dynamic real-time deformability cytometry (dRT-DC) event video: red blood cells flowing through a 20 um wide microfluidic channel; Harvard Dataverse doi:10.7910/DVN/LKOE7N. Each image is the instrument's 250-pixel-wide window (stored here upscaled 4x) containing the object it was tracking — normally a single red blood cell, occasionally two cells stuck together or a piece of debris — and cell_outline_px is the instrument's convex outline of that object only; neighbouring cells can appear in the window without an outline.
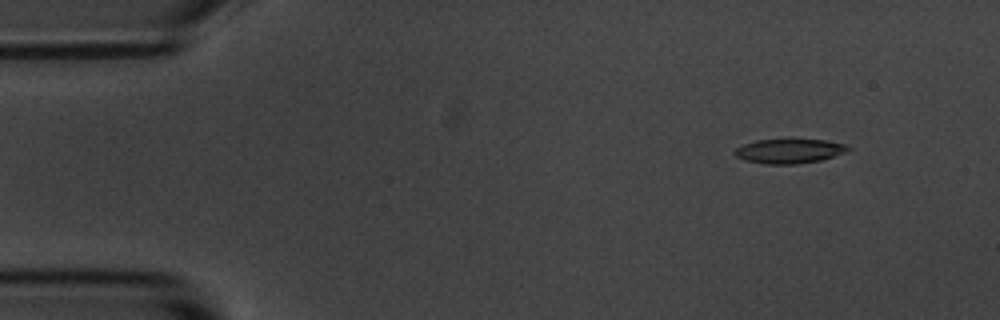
{"species": "common noctule bat (a hibernating species)", "species_latin": "Nyctalus noctula", "temperature_condition": "room temperature", "stored_images_in_passage": 6, "segment_of_instrument_passage": [1, 2], "camera_frame_rate_fps": 3000, "um_per_image_px": 0.085, "animal": {"sex": "male", "body_mass_g": 20.1, "forearm_length_mm": 53.5}, "frame": {"image": 1, "passage_image": 2, "time_ms": 1.333, "image_size_px": [1000, 320], "cell_outline_px": [[852, 148], [844, 152], [820, 160], [796, 164], [764, 164], [744, 160], [736, 156], [732, 152], [736, 148], [744, 144], [756, 140], [824, 140], [844, 144]], "centroid_in_image_um": [67.03, 12.85], "position_along_channel_um": 18.0, "area_um2": 15.9}}